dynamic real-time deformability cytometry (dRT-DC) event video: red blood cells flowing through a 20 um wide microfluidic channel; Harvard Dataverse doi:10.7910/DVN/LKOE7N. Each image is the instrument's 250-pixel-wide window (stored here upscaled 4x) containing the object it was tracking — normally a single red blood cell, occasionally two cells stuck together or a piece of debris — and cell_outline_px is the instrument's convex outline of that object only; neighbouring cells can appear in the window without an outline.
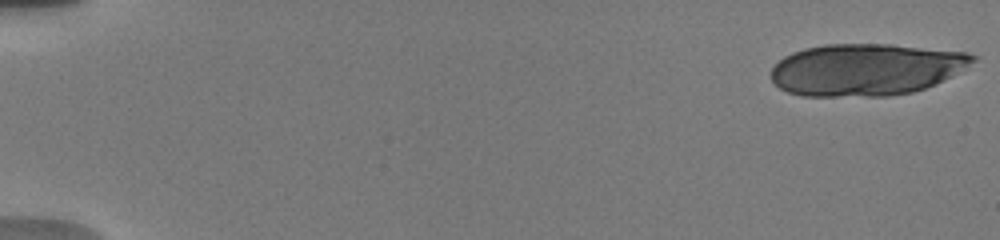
{"species": "human", "species_latin": "Homo sapiens", "temperature_condition": "warm", "stored_images_in_passage": 48, "camera_frame_rate_fps": 3000, "um_per_image_px": 0.085, "donor": {"sex": "male"}, "frame": {"image": 1, "passage_image": 1, "time_ms": 0.0, "image_size_px": [1000, 240], "cell_outline_px": [[980, 56], [976, 60], [948, 76], [924, 88], [912, 92], [888, 96], [804, 96], [788, 92], [780, 88], [772, 80], [772, 68], [784, 56], [792, 52], [804, 48], [824, 44], [892, 44], [968, 52]], "centroid_in_image_um": [73.57, 5.89], "position_along_channel_um": 11.4, "area_um2": 60.81}}